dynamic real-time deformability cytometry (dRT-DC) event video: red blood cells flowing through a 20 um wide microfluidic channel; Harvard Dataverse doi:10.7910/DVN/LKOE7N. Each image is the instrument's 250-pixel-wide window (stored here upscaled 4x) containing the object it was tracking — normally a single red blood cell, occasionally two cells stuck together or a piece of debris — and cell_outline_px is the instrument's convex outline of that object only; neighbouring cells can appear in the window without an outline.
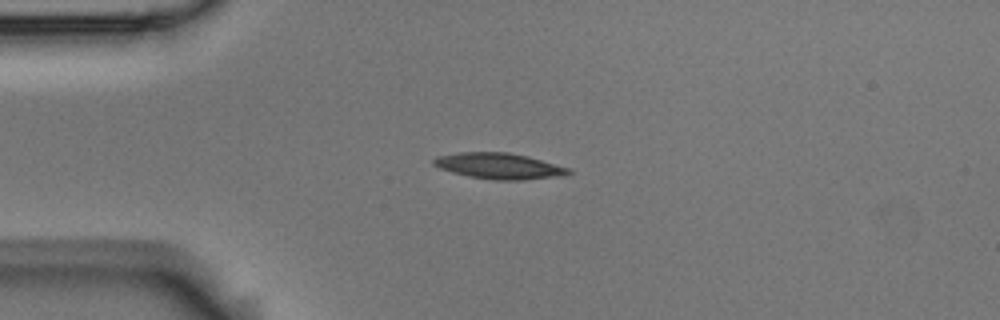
{"species": "Egyptian fruit bat (a non-hibernating species)", "species_latin": "Rousettus aegyptiacus", "temperature_condition": "room temperature", "stored_images_in_passage": 3, "camera_frame_rate_fps": 3000, "um_per_image_px": 0.085, "animal": {"sex": "male"}, "frame": {"image": 1, "passage_image": 3, "time_ms": 0.667, "image_size_px": [1000, 320], "cell_outline_px": [[572, 172], [564, 176], [524, 180], [496, 180], [468, 176], [452, 172], [440, 168], [432, 164], [432, 160], [436, 156], [460, 152], [508, 152], [528, 156], [572, 168]], "centroid_in_image_um": [42.47, 14.11], "position_along_channel_um": 42.5, "area_um2": 20.63}}